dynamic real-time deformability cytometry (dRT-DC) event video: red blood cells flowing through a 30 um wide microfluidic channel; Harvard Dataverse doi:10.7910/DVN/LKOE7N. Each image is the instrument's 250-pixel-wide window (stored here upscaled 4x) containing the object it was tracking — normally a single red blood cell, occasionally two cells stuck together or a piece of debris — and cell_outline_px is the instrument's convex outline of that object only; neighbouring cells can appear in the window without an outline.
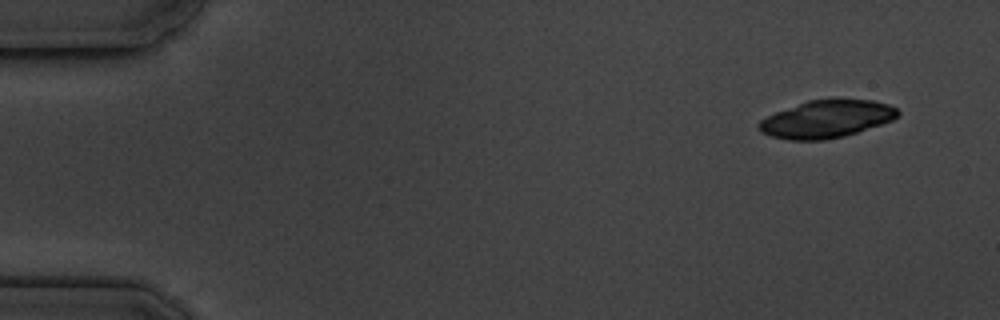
{"species": "common noctule bat (a hibernating species)", "species_latin": "Nyctalus noctula", "temperature_condition": "cold", "stored_images_in_passage": 4, "camera_frame_rate_fps": 3000, "um_per_image_px": 0.085, "animal": {"sex": "male", "body_mass_g": 19.5, "forearm_length_mm": 54.6}, "frame": {"image": 1, "passage_image": 1, "time_ms": 0.0, "image_size_px": [1000, 320], "cell_outline_px": [[900, 112], [892, 120], [844, 136], [824, 140], [788, 140], [772, 136], [760, 132], [756, 128], [756, 124], [760, 120], [776, 112], [808, 100], [832, 96], [836, 96], [872, 100], [888, 104], [896, 108]], "centroid_in_image_um": [70.23, 10.08], "position_along_channel_um": 14.8, "area_um2": 30.98}}